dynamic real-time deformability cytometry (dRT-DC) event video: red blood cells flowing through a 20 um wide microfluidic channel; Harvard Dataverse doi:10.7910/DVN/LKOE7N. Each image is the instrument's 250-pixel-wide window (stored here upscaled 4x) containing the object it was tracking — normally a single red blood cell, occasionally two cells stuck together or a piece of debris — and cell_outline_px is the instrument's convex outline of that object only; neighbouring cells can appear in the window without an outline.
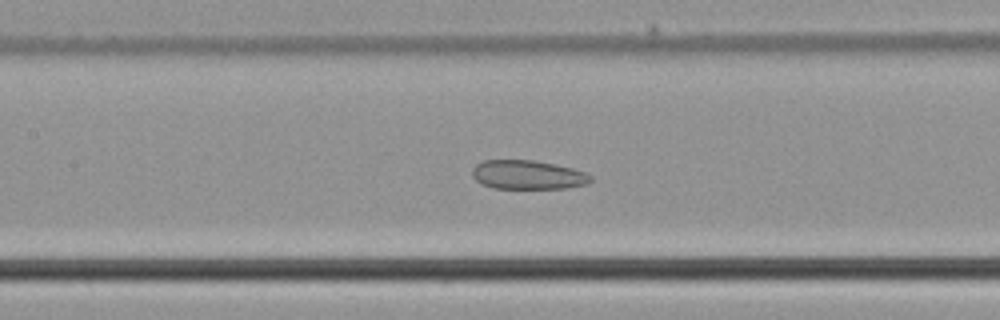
{"species": "common noctule bat (a hibernating species)", "species_latin": "Nyctalus noctula", "temperature_condition": "cold", "stored_images_in_passage": 52, "camera_frame_rate_fps": 3000, "um_per_image_px": 0.085, "animal": {"sex": "male", "body_mass_g": 21.5, "forearm_length_mm": 52.0}, "frame": {"image": 1, "passage_image": 24, "time_ms": 7.667, "image_size_px": [1000, 320], "cell_outline_px": [[592, 180], [588, 184], [564, 188], [492, 188], [480, 184], [472, 176], [472, 168], [476, 164], [484, 160], [532, 160], [572, 168], [584, 172], [592, 176]], "centroid_in_image_um": [44.83, 14.86], "position_along_channel_um": 162.6, "area_um2": 20.0}}
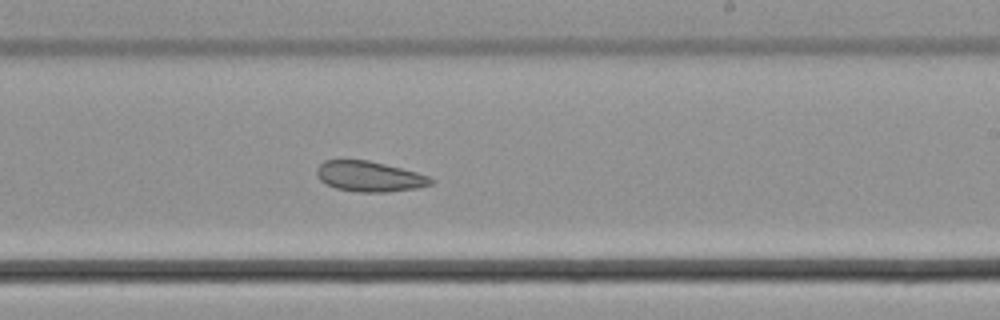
{"frame": {"image": 2, "passage_image": 31, "time_ms": 10.0, "image_size_px": [1000, 320], "cell_outline_px": [[436, 180], [432, 184], [416, 188], [384, 192], [360, 192], [336, 188], [324, 184], [320, 180], [316, 172], [316, 168], [324, 160], [368, 160], [416, 172], [428, 176]], "centroid_in_image_um": [31.38, 15.0], "position_along_channel_um": 257.6, "area_um2": 20.11}}
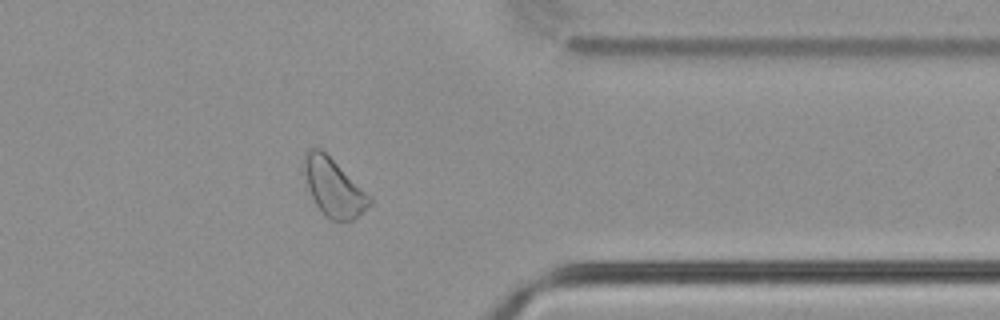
{"frame": {"image": 3, "passage_image": 41, "time_ms": 13.333, "image_size_px": [1000, 320], "cell_outline_px": [[372, 204], [368, 208], [352, 220], [332, 220], [316, 204], [308, 188], [300, 164], [304, 152], [308, 148], [320, 148], [372, 196]], "centroid_in_image_um": [28.33, 15.88], "position_along_channel_um": 383.1, "area_um2": 22.14}}